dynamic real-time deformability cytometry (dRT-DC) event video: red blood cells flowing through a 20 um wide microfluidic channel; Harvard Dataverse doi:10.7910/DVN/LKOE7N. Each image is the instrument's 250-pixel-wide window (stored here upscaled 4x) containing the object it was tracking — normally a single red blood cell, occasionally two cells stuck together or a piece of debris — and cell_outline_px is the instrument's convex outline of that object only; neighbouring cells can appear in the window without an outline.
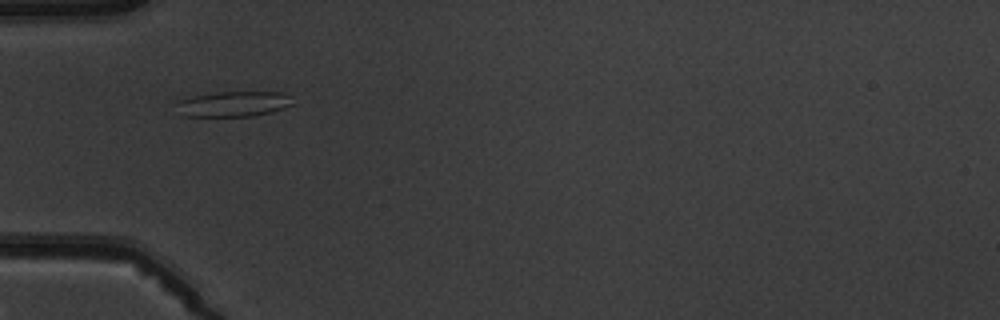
{"species": "common noctule bat (a hibernating species)", "species_latin": "Nyctalus noctula", "temperature_condition": "warm", "stored_images_in_passage": 3, "camera_frame_rate_fps": 3000, "um_per_image_px": 0.085, "animal": {"sex": "male", "body_mass_g": 19.5, "forearm_length_mm": 54.6}, "frame": {"image": 1, "passage_image": 1, "time_ms": 0.0, "image_size_px": [1000, 320], "cell_outline_px": [[292, 104], [284, 108], [272, 112], [252, 116], [180, 116], [172, 104], [176, 100], [192, 96], [216, 92], [284, 92], [288, 96]], "centroid_in_image_um": [19.71, 8.84], "position_along_channel_um": 65.3, "area_um2": 17.46}}
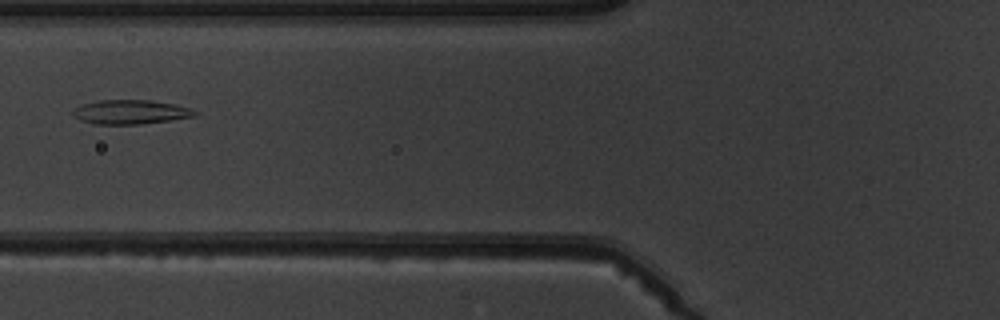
{"frame": {"image": 2, "passage_image": 2, "time_ms": 1.333, "image_size_px": [1000, 320], "cell_outline_px": [[196, 116], [140, 124], [92, 124], [80, 120], [72, 112], [80, 104], [96, 100], [148, 100], [176, 104], [188, 108], [196, 112]], "centroid_in_image_um": [11.05, 9.51], "position_along_channel_um": 114.7, "area_um2": 17.05}}
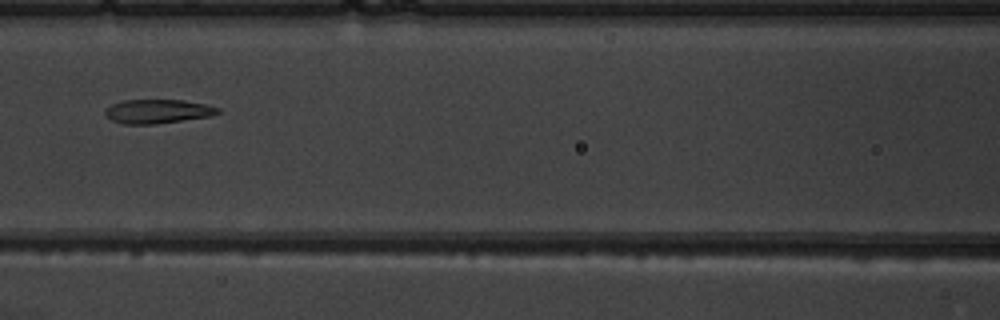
{"frame": {"image": 3, "passage_image": 3, "time_ms": 2.333, "image_size_px": [1000, 320], "cell_outline_px": [[224, 112], [212, 116], [152, 124], [124, 124], [112, 120], [104, 112], [104, 108], [112, 104], [124, 100], [184, 100], [204, 104], [220, 108]], "centroid_in_image_um": [13.44, 9.46], "position_along_channel_um": 153.2, "area_um2": 15.78}}